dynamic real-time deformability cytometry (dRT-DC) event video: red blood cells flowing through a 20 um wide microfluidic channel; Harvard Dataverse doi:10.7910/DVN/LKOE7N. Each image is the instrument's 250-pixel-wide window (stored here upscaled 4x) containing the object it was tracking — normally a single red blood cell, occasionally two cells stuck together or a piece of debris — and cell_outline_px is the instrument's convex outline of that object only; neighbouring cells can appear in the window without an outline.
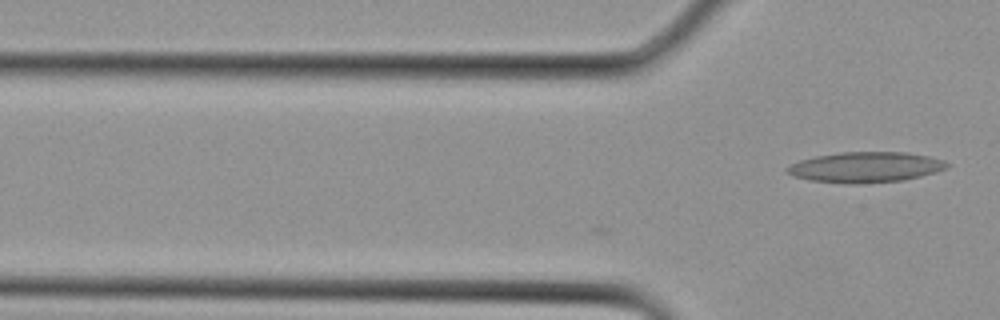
{"species": "Egyptian fruit bat (a non-hibernating species)", "species_latin": "Rousettus aegyptiacus", "temperature_condition": "cold", "stored_images_in_passage": 8, "camera_frame_rate_fps": 3000, "um_per_image_px": 0.085, "animal": {"sex": "female"}, "frame": {"image": 1, "passage_image": 8, "time_ms": 2.333, "image_size_px": [1000, 320], "cell_outline_px": [[948, 168], [936, 172], [904, 180], [856, 184], [852, 184], [808, 180], [792, 176], [784, 172], [784, 168], [800, 160], [816, 156], [840, 152], [908, 152], [928, 156], [944, 160], [948, 164]], "centroid_in_image_um": [73.54, 14.21], "position_along_channel_um": 52.3, "area_um2": 28.55}}